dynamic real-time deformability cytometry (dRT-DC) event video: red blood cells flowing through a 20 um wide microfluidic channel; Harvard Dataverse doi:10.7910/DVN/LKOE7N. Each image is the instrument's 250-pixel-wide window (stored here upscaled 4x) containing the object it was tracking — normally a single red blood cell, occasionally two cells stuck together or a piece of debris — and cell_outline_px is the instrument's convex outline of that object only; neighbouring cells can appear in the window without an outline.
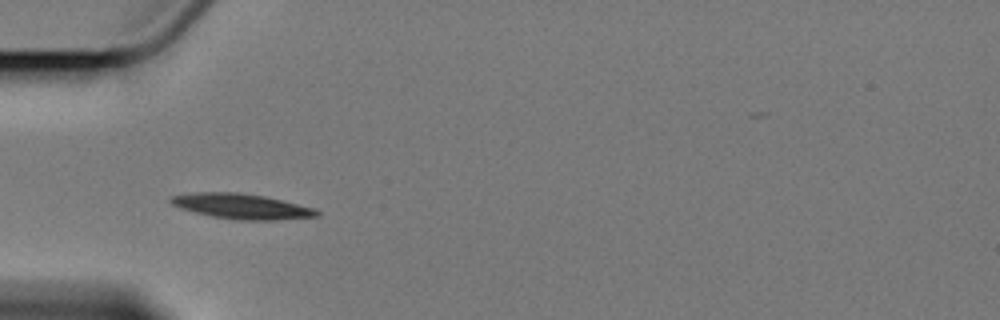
{"species": "Egyptian fruit bat (a non-hibernating species)", "species_latin": "Rousettus aegyptiacus", "temperature_condition": "cold", "stored_images_in_passage": 7, "camera_frame_rate_fps": 3000, "um_per_image_px": 0.085, "animal": {"sex": "female"}, "frame": {"image": 1, "passage_image": 5, "time_ms": 4.667, "image_size_px": [1000, 320], "cell_outline_px": [[320, 216], [276, 220], [240, 220], [212, 216], [180, 208], [172, 204], [168, 200], [172, 196], [192, 192], [240, 192], [264, 196], [316, 208], [320, 212]], "centroid_in_image_um": [20.56, 17.53], "position_along_channel_um": 64.4, "area_um2": 21.44}}
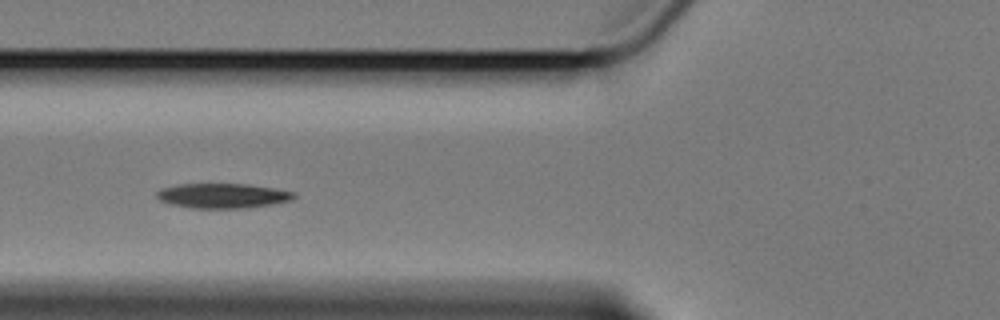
{"frame": {"image": 2, "passage_image": 6, "time_ms": 6.0, "image_size_px": [1000, 320], "cell_outline_px": [[296, 196], [292, 200], [272, 204], [248, 208], [192, 208], [172, 204], [160, 200], [156, 196], [156, 192], [160, 188], [176, 184], [248, 184], [276, 188], [296, 192]], "centroid_in_image_um": [18.95, 16.63], "position_along_channel_um": 106.8, "area_um2": 20.0}}
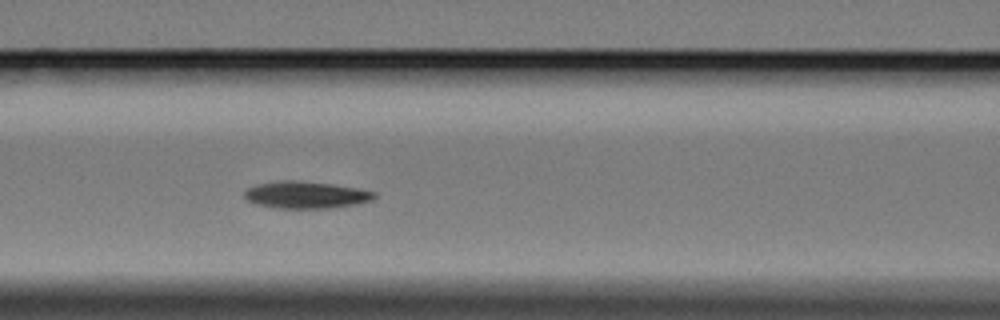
{"frame": {"image": 3, "passage_image": 7, "time_ms": 7.0, "image_size_px": [1000, 320], "cell_outline_px": [[376, 196], [372, 200], [356, 204], [332, 208], [276, 208], [256, 204], [248, 200], [244, 196], [244, 192], [248, 188], [256, 184], [276, 180], [300, 180], [332, 184], [356, 188], [376, 192]], "centroid_in_image_um": [25.98, 16.55], "position_along_channel_um": 140.6, "area_um2": 20.58}}